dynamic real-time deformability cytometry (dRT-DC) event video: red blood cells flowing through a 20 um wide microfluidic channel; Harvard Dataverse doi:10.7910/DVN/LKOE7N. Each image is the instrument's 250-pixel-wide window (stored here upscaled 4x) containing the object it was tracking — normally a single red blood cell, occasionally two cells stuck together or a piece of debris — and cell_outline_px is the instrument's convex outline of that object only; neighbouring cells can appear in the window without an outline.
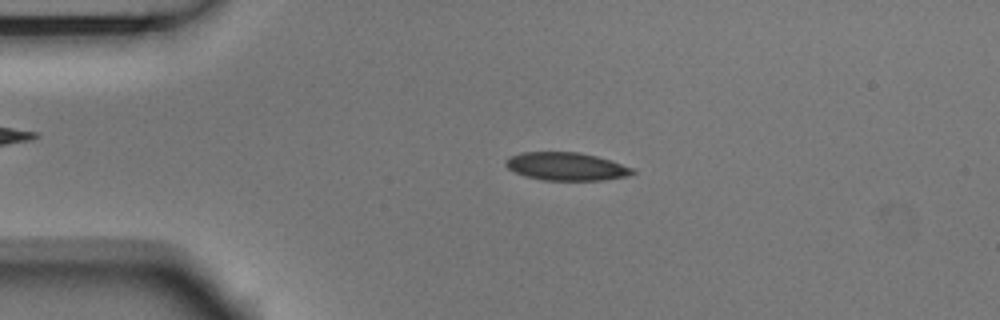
{"species": "Egyptian fruit bat (a non-hibernating species)", "species_latin": "Rousettus aegyptiacus", "temperature_condition": "room temperature", "stored_images_in_passage": 3, "camera_frame_rate_fps": 3000, "um_per_image_px": 0.085, "animal": {"sex": "male"}, "frame": {"image": 1, "passage_image": 2, "time_ms": 0.333, "image_size_px": [1000, 320], "cell_outline_px": [[636, 172], [624, 176], [604, 180], [544, 180], [524, 176], [508, 168], [504, 164], [504, 160], [520, 152], [576, 152], [596, 156], [612, 160], [632, 168]], "centroid_in_image_um": [48.1, 14.14], "position_along_channel_um": 36.9, "area_um2": 20.58}}